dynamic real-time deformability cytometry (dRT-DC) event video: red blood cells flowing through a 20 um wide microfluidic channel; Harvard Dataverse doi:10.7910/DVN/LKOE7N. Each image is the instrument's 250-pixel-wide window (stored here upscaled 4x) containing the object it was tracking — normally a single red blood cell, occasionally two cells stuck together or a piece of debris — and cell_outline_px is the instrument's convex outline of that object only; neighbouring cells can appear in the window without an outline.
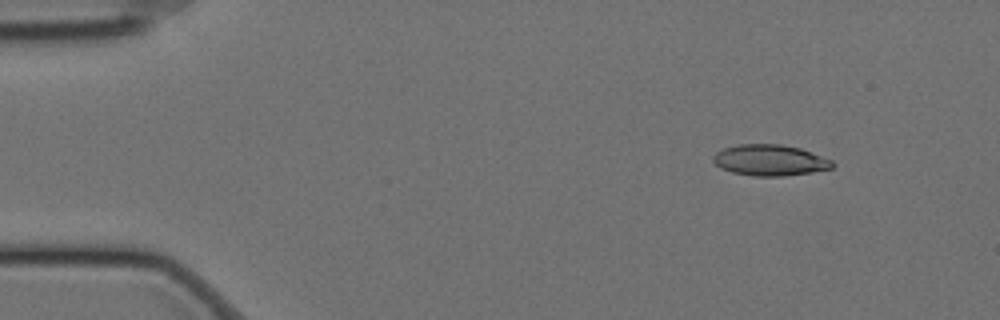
{"species": "Egyptian fruit bat (a non-hibernating species)", "species_latin": "Rousettus aegyptiacus", "temperature_condition": "cold", "stored_images_in_passage": 19, "camera_frame_rate_fps": 3000, "um_per_image_px": 0.085, "animal": {"sex": "female"}, "frame": {"image": 1, "passage_image": 7, "time_ms": 2.0, "image_size_px": [1000, 320], "cell_outline_px": [[836, 164], [832, 168], [812, 172], [784, 176], [752, 176], [732, 172], [720, 168], [712, 160], [712, 156], [716, 152], [724, 148], [740, 144], [780, 144], [800, 148], [832, 160]], "centroid_in_image_um": [65.44, 13.62], "position_along_channel_um": 19.6, "area_um2": 21.62}}
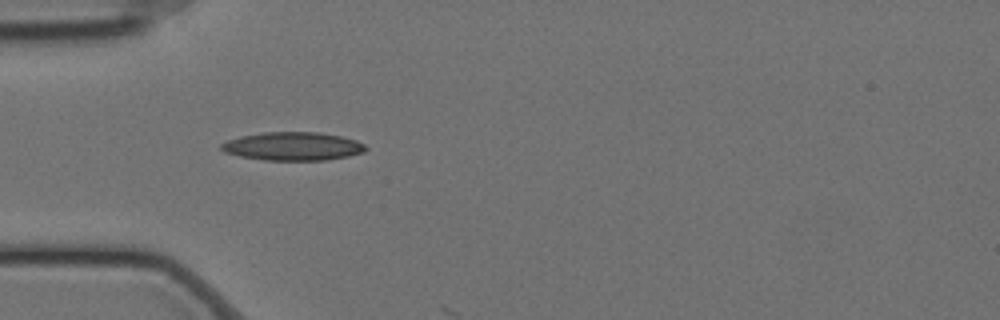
{"frame": {"image": 2, "passage_image": 18, "time_ms": 5.667, "image_size_px": [1000, 320], "cell_outline_px": [[368, 148], [364, 152], [348, 156], [324, 160], [264, 160], [240, 156], [224, 152], [220, 148], [220, 144], [228, 140], [240, 136], [264, 132], [320, 132], [340, 136], [356, 140], [364, 144]], "centroid_in_image_um": [24.89, 12.43], "position_along_channel_um": 60.1, "area_um2": 23.87}}